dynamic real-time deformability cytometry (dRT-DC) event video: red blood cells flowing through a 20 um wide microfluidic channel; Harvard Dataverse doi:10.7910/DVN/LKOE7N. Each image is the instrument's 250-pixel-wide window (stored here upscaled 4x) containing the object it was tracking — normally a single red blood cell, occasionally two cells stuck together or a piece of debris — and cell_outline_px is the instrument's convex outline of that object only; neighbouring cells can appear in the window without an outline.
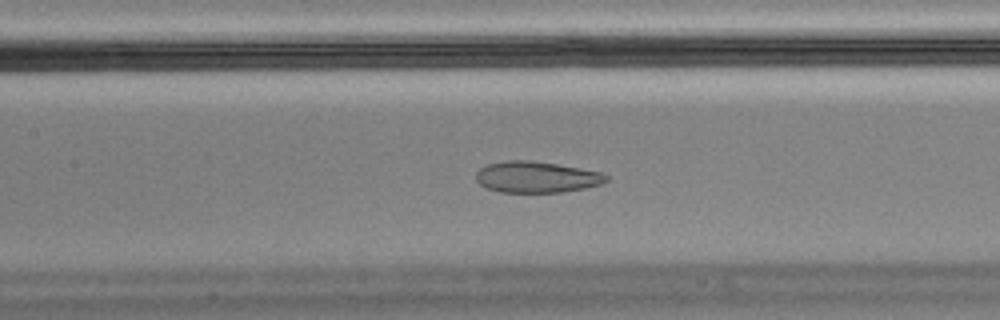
{"species": "Egyptian fruit bat (a non-hibernating species)", "species_latin": "Rousettus aegyptiacus", "temperature_condition": "cold", "stored_images_in_passage": 56, "camera_frame_rate_fps": 3000, "um_per_image_px": 0.085, "animal": {"sex": "male"}, "frame": {"image": 1, "passage_image": 25, "time_ms": 8.0, "image_size_px": [1000, 320], "cell_outline_px": [[608, 180], [600, 184], [584, 188], [560, 192], [500, 192], [488, 188], [480, 184], [476, 180], [476, 172], [480, 168], [488, 164], [508, 160], [528, 160], [556, 164], [580, 168], [600, 172], [608, 176]], "centroid_in_image_um": [45.58, 15.05], "position_along_channel_um": 161.8, "area_um2": 23.47}}